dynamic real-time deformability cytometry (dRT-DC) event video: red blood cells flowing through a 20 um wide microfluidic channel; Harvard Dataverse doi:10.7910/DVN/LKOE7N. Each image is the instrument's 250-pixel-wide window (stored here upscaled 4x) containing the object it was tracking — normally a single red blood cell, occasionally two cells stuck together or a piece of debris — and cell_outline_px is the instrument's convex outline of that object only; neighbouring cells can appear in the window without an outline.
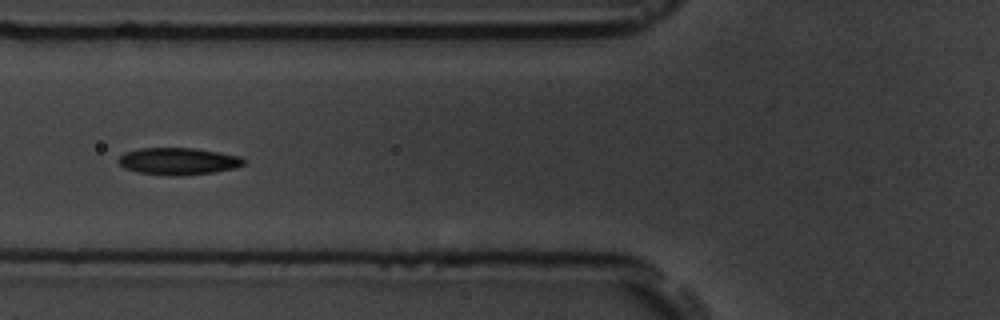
{"species": "common noctule bat (a hibernating species)", "species_latin": "Nyctalus noctula", "temperature_condition": "room temperature", "stored_images_in_passage": 11, "camera_frame_rate_fps": 3000, "um_per_image_px": 0.085, "animal": {"sex": "male", "body_mass_g": 19.5, "forearm_length_mm": 54.6}, "frame": {"image": 1, "passage_image": 7, "time_ms": 6.667, "image_size_px": [1000, 320], "cell_outline_px": [[248, 160], [244, 164], [232, 168], [212, 172], [176, 176], [140, 172], [124, 168], [116, 160], [124, 152], [140, 148], [196, 148], [240, 156]], "centroid_in_image_um": [15.14, 13.69], "position_along_channel_um": 110.7, "area_um2": 19.59}}
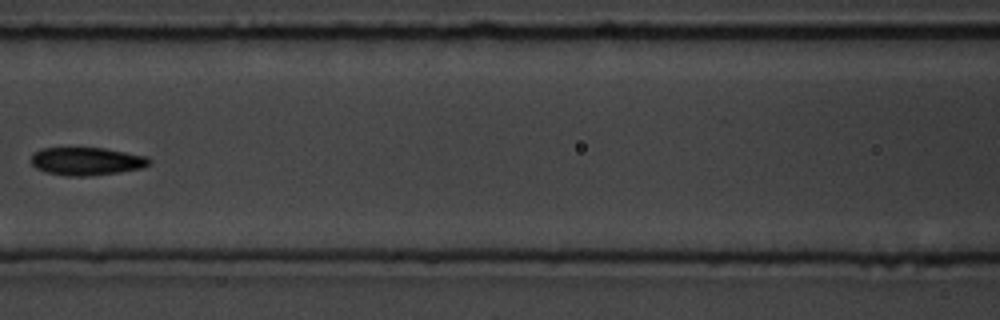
{"frame": {"image": 2, "passage_image": 8, "time_ms": 8.0, "image_size_px": [1000, 320], "cell_outline_px": [[152, 164], [140, 168], [120, 172], [88, 176], [64, 176], [48, 172], [36, 168], [32, 164], [32, 156], [40, 148], [104, 148], [148, 156], [152, 160]], "centroid_in_image_um": [7.41, 13.71], "position_along_channel_um": 159.2, "area_um2": 19.25}}